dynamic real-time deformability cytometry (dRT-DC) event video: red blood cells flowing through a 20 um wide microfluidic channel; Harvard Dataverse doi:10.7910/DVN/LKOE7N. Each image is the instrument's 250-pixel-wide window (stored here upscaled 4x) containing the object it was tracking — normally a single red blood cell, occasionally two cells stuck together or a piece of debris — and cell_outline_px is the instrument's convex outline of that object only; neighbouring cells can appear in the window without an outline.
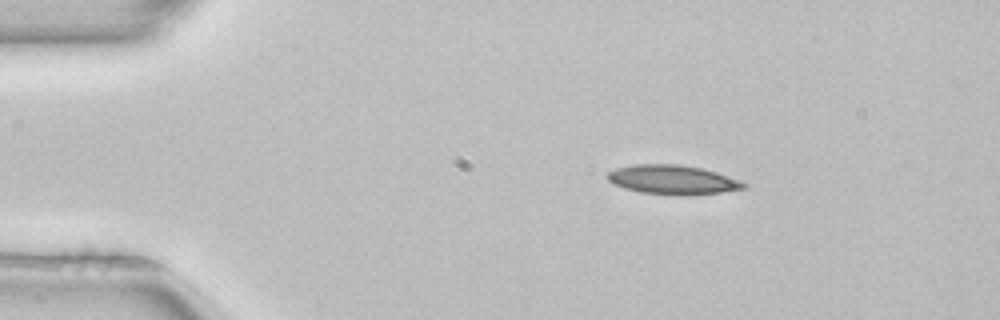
{"species": "common noctule bat (a hibernating species)", "species_latin": "Nyctalus noctula", "temperature_condition": "room temperature", "stored_images_in_passage": 44, "camera_frame_rate_fps": 3000, "um_per_image_px": 0.085, "animal": {"sex": "female", "body_mass_g": 22.7, "forearm_length_mm": 54.2}, "frame": {"image": 1, "passage_image": 1, "time_ms": 0.0, "image_size_px": [1000, 320], "cell_outline_px": [[748, 188], [720, 192], [680, 196], [640, 192], [624, 188], [608, 180], [604, 176], [608, 172], [616, 168], [632, 164], [680, 164], [700, 168], [716, 172], [728, 176], [748, 184]], "centroid_in_image_um": [57.16, 15.27], "position_along_channel_um": 27.8, "area_um2": 23.29}}
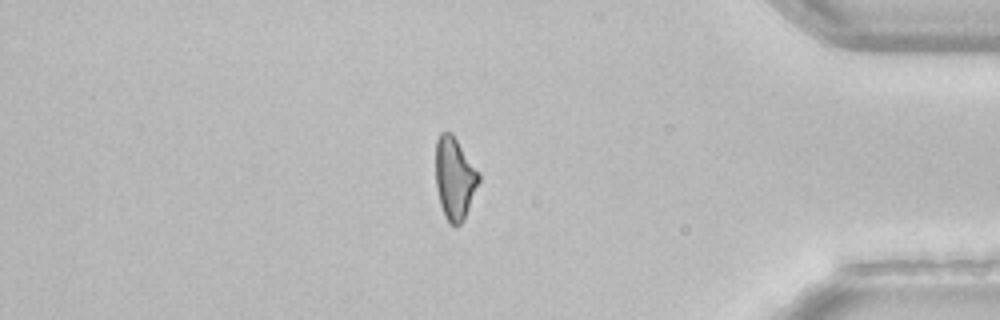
{"frame": {"image": 2, "passage_image": 36, "time_ms": 11.667, "image_size_px": [1000, 320], "cell_outline_px": [[480, 180], [464, 220], [460, 224], [448, 224], [444, 216], [440, 204], [436, 188], [436, 140], [440, 132], [452, 132], [480, 172]], "centroid_in_image_um": [38.65, 15.14], "position_along_channel_um": 396.6, "area_um2": 20.92}}
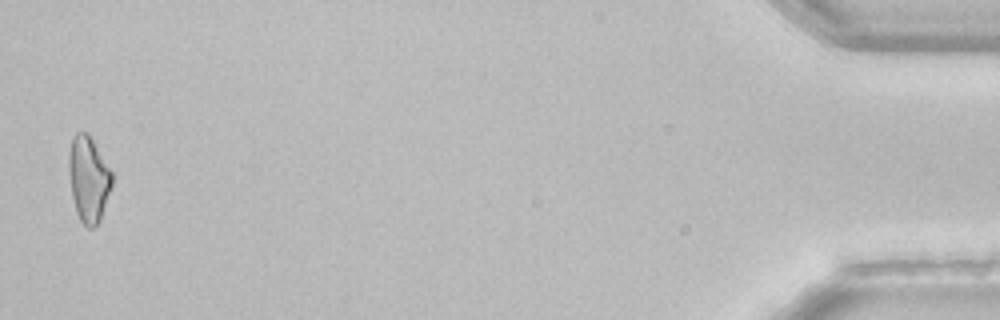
{"frame": {"image": 3, "passage_image": 43, "time_ms": 14.0, "image_size_px": [1000, 320], "cell_outline_px": [[112, 184], [100, 220], [92, 228], [88, 228], [80, 220], [76, 212], [72, 196], [68, 172], [68, 156], [72, 136], [76, 132], [88, 132], [112, 172]], "centroid_in_image_um": [7.5, 15.19], "position_along_channel_um": 427.7, "area_um2": 21.56}}